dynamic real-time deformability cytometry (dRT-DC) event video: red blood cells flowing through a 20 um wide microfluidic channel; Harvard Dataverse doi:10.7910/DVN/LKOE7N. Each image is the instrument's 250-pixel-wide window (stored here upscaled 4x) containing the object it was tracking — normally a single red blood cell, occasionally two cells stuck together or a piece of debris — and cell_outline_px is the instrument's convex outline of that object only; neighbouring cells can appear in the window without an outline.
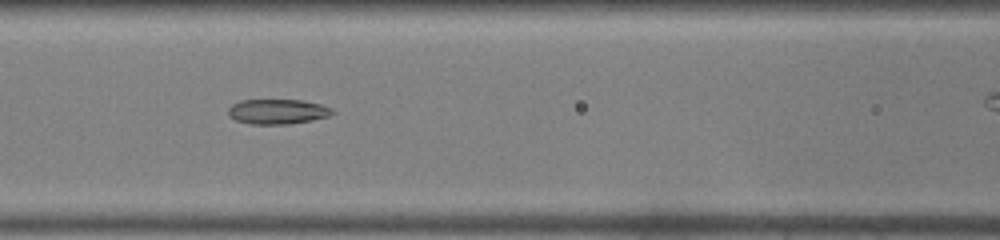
{"species": "common noctule bat (a hibernating species)", "species_latin": "Nyctalus noctula", "temperature_condition": "warm", "stored_images_in_passage": 40, "segment_of_instrument_passage": [2, 2], "camera_frame_rate_fps": 3000, "um_per_image_px": 0.085, "animal": {"sex": "male", "body_mass_g": 19.0, "forearm_length_mm": 50.8}, "frame": {"image": 1, "passage_image": 21, "time_ms": 6.667, "image_size_px": [1000, 240], "cell_outline_px": [[336, 112], [328, 116], [312, 120], [288, 124], [252, 124], [236, 120], [228, 116], [228, 108], [232, 104], [240, 100], [304, 100], [320, 104], [332, 108]], "centroid_in_image_um": [23.59, 9.48], "position_along_channel_um": 143.0, "area_um2": 15.2}}
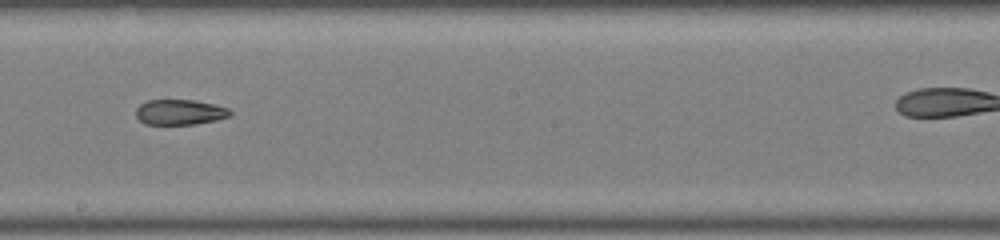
{"frame": {"image": 2, "passage_image": 27, "time_ms": 8.667, "image_size_px": [1000, 240], "cell_outline_px": [[232, 116], [216, 120], [196, 124], [144, 124], [136, 116], [136, 108], [140, 104], [148, 100], [196, 100], [216, 104], [228, 108], [232, 112]], "centroid_in_image_um": [15.32, 9.53], "position_along_channel_um": 232.9, "area_um2": 14.05}}
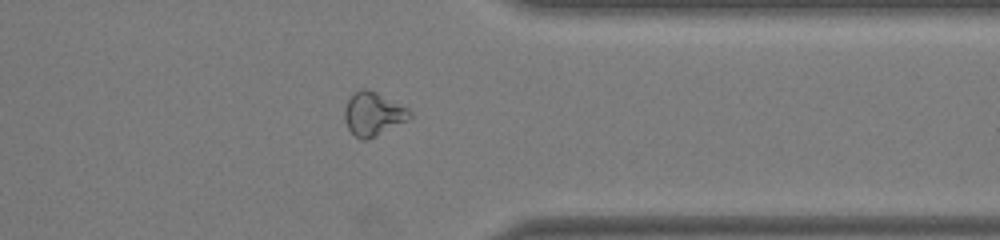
{"frame": {"image": 3, "passage_image": 37, "time_ms": 12.0, "image_size_px": [1000, 240], "cell_outline_px": [[412, 116], [408, 120], [368, 140], [360, 140], [348, 128], [344, 120], [344, 108], [352, 92], [360, 88], [368, 88], [408, 108], [412, 112]], "centroid_in_image_um": [31.7, 9.67], "position_along_channel_um": 379.7, "area_um2": 16.7}}